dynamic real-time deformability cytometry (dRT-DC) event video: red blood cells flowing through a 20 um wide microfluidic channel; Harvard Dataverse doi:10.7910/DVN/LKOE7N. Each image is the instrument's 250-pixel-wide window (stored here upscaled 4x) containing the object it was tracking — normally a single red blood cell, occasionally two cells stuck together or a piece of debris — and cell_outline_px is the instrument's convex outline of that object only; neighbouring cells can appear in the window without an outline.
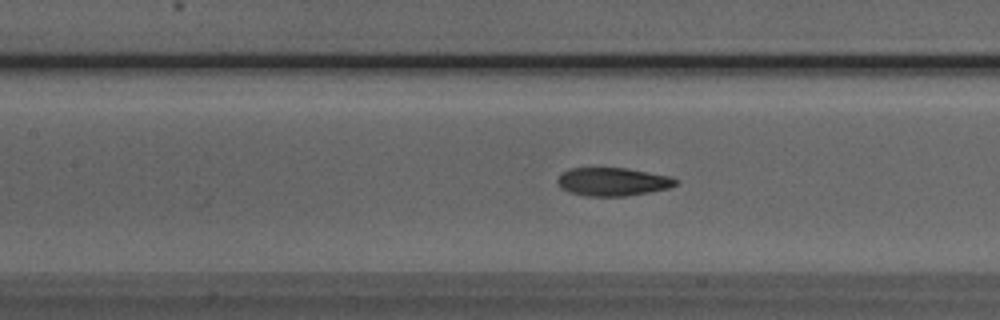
{"species": "Egyptian fruit bat (a non-hibernating species)", "species_latin": "Rousettus aegyptiacus", "temperature_condition": "room temperature", "stored_images_in_passage": 49, "camera_frame_rate_fps": 3000, "um_per_image_px": 0.085, "animal": {"sex": "male"}, "frame": {"image": 1, "passage_image": 21, "time_ms": 6.667, "image_size_px": [1000, 320], "cell_outline_px": [[680, 184], [668, 188], [628, 196], [588, 196], [568, 192], [560, 188], [556, 180], [560, 172], [568, 168], [624, 168], [672, 176], [680, 180]], "centroid_in_image_um": [52.08, 15.44], "position_along_channel_um": 155.3, "area_um2": 19.77}}
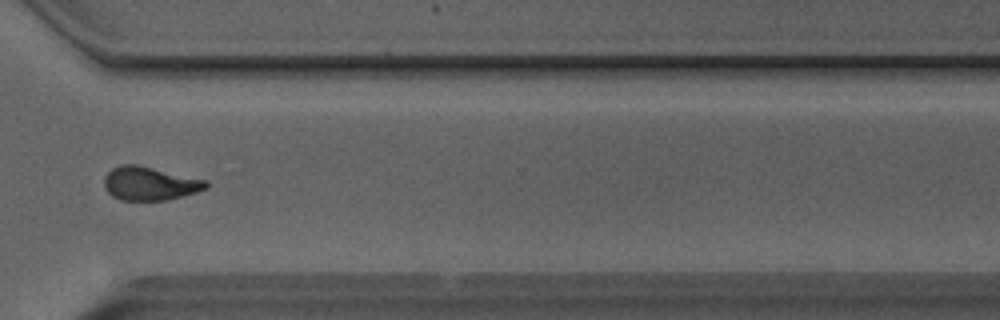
{"frame": {"image": 2, "passage_image": 36, "time_ms": 11.667, "image_size_px": [1000, 320], "cell_outline_px": [[208, 188], [196, 192], [168, 200], [120, 200], [112, 196], [104, 188], [104, 176], [112, 168], [120, 164], [136, 164], [208, 180]], "centroid_in_image_um": [12.72, 15.59], "position_along_channel_um": 357.9, "area_um2": 20.06}}
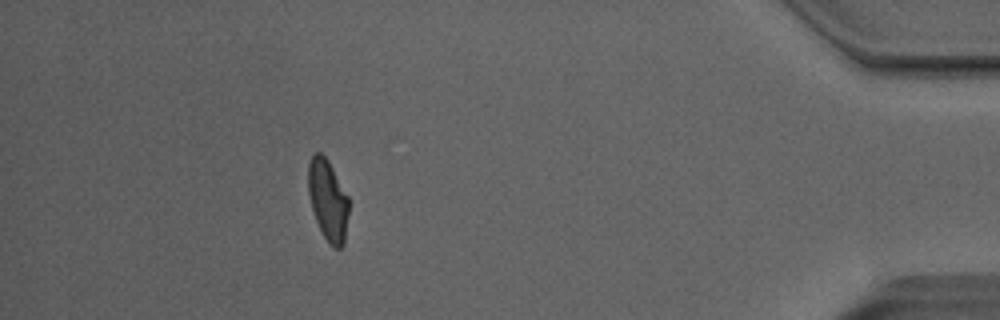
{"frame": {"image": 3, "passage_image": 44, "time_ms": 14.333, "image_size_px": [1000, 320], "cell_outline_px": [[348, 216], [344, 244], [340, 248], [332, 248], [328, 244], [316, 220], [312, 208], [308, 192], [308, 164], [312, 156], [316, 152], [320, 152], [328, 160], [348, 196]], "centroid_in_image_um": [27.87, 17.02], "position_along_channel_um": 407.3, "area_um2": 19.07}, "authors_computed_cell_mechanics": {"area_um2": 20.23, "velocity_mm_per_s": 4.0518, "shape_relaxation_time_tau1_ms": 5.5444, "shape_relaxation_time_tau2_ms": 2.1997, "deformation_change_tau1": 0.1636, "deformation_change_tau2": 0.0892}}